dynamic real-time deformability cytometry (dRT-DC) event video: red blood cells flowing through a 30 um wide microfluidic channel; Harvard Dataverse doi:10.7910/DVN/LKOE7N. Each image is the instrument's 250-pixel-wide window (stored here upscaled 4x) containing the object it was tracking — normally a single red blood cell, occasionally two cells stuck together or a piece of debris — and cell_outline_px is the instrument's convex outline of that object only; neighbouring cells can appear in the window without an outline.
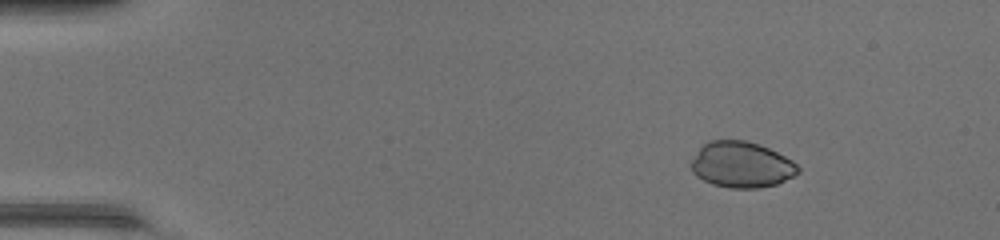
{"species": "common noctule bat (a hibernating species)", "species_latin": "Nyctalus noctula", "temperature_condition": "warm", "stored_images_in_passage": 47, "camera_frame_rate_fps": 3000, "um_per_image_px": 0.085, "animal": {"sex": "female", "body_mass_g": 17.0, "forearm_length_mm": 48.0}, "frame": {"image": 1, "passage_image": 6, "time_ms": 1.667, "image_size_px": [1000, 240], "cell_outline_px": [[800, 172], [776, 184], [760, 188], [728, 188], [712, 184], [696, 176], [692, 172], [692, 160], [700, 148], [708, 140], [744, 140], [760, 144], [792, 160], [800, 168]], "centroid_in_image_um": [63.03, 14.0], "position_along_channel_um": 22.0, "area_um2": 28.5}}
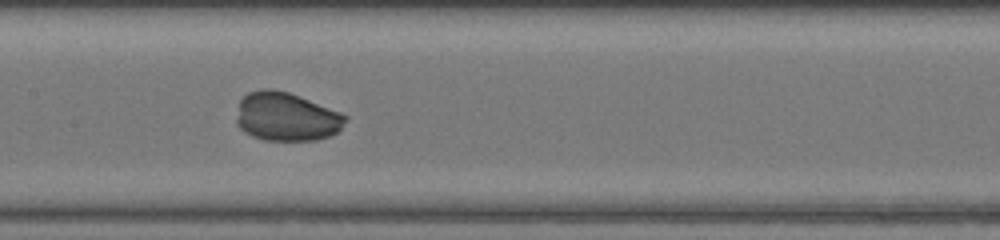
{"frame": {"image": 2, "passage_image": 24, "time_ms": 7.667, "image_size_px": [1000, 240], "cell_outline_px": [[348, 120], [336, 132], [328, 136], [316, 140], [264, 140], [252, 136], [244, 132], [236, 124], [236, 120], [240, 100], [248, 92], [260, 88], [272, 88], [288, 92], [340, 112], [348, 116]], "centroid_in_image_um": [24.31, 9.91], "position_along_channel_um": 183.1, "area_um2": 30.87}}
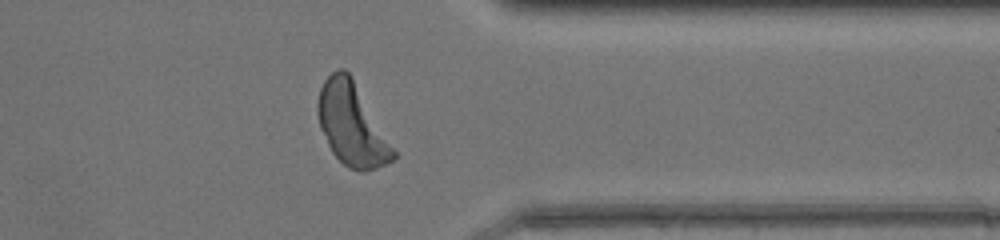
{"frame": {"image": 3, "passage_image": 38, "time_ms": 12.333, "image_size_px": [1000, 240], "cell_outline_px": [[396, 156], [392, 160], [376, 168], [348, 168], [332, 152], [320, 128], [316, 112], [316, 104], [320, 88], [324, 80], [336, 68], [344, 68], [352, 76], [396, 152]], "centroid_in_image_um": [29.86, 10.52], "position_along_channel_um": 381.5, "area_um2": 35.66}}